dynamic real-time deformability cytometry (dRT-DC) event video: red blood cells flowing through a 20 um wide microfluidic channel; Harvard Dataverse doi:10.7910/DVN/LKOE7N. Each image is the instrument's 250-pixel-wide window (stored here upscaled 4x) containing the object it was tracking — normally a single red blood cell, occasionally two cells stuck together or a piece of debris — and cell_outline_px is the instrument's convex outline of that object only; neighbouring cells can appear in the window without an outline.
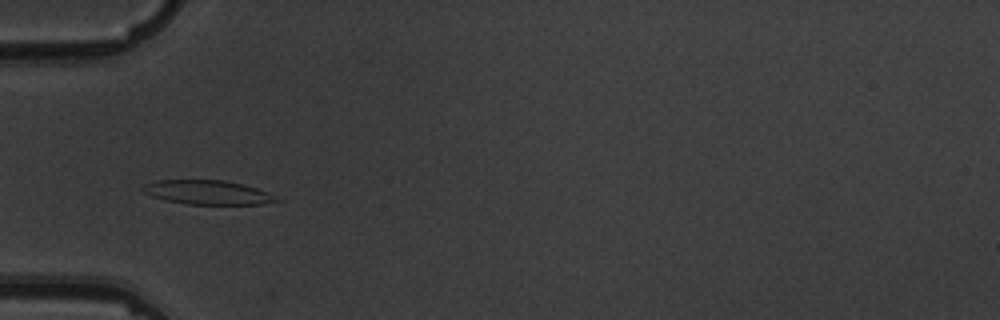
{"species": "common noctule bat (a hibernating species)", "species_latin": "Nyctalus noctula", "temperature_condition": "warm", "stored_images_in_passage": 10, "camera_frame_rate_fps": 3000, "um_per_image_px": 0.085, "animal": {"sex": "male", "body_mass_g": 19.5, "forearm_length_mm": 54.6}, "frame": {"image": 1, "passage_image": 6, "time_ms": 5.667, "image_size_px": [1000, 320], "cell_outline_px": [[284, 200], [264, 204], [188, 204], [164, 200], [152, 196], [144, 192], [140, 188], [144, 184], [156, 180], [224, 180], [256, 188], [268, 192]], "centroid_in_image_um": [17.65, 16.35], "position_along_channel_um": 67.3, "area_um2": 18.84}}
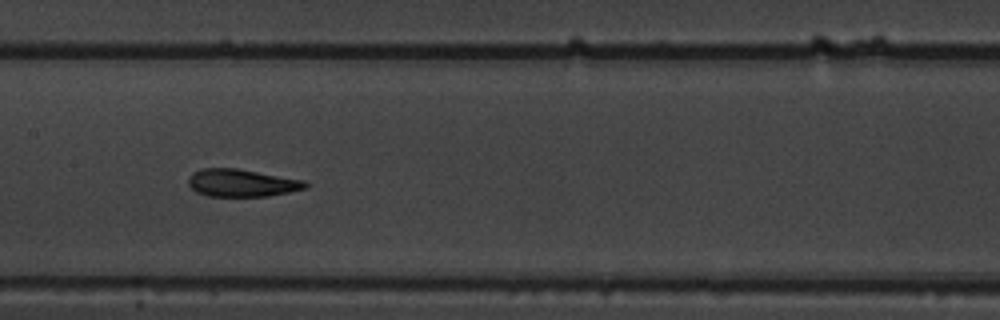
{"frame": {"image": 2, "passage_image": 9, "time_ms": 9.0, "image_size_px": [1000, 320], "cell_outline_px": [[308, 184], [304, 188], [288, 192], [268, 196], [208, 196], [196, 192], [188, 184], [188, 180], [192, 172], [204, 168], [236, 168], [304, 180]], "centroid_in_image_um": [20.51, 15.54], "position_along_channel_um": 186.9, "area_um2": 18.61}}
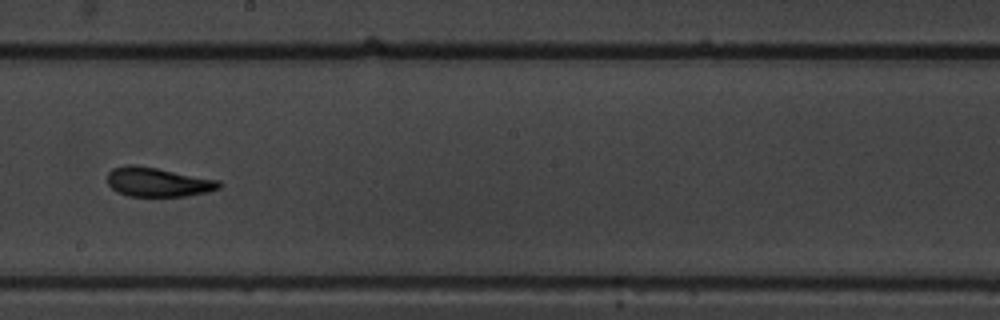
{"frame": {"image": 3, "passage_image": 10, "time_ms": 10.333, "image_size_px": [1000, 320], "cell_outline_px": [[224, 184], [220, 188], [208, 192], [184, 196], [128, 196], [116, 192], [108, 184], [108, 172], [112, 168], [124, 164], [136, 164], [220, 180]], "centroid_in_image_um": [13.42, 15.46], "position_along_channel_um": 234.8, "area_um2": 19.31}}